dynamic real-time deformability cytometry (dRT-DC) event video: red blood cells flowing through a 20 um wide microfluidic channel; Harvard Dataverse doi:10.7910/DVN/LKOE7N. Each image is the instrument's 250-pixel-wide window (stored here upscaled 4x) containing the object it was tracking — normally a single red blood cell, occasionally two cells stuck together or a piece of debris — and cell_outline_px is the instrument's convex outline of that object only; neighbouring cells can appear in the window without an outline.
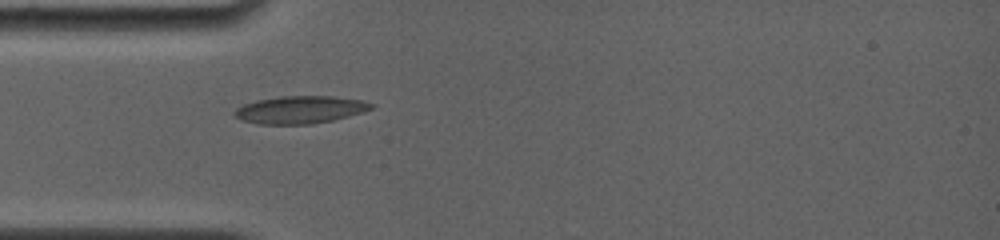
{"species": "common noctule bat (a hibernating species)", "species_latin": "Nyctalus noctula", "temperature_condition": "room temperature", "stored_images_in_passage": 45, "camera_frame_rate_fps": 4000, "um_per_image_px": 0.085, "animal": {"sex": "female", "body_mass_g": 19.0, "forearm_length_mm": 56.7}, "frame": {"image": 1, "passage_image": 1, "time_ms": 0.0, "image_size_px": [1000, 240], "cell_outline_px": [[376, 108], [364, 112], [332, 120], [312, 124], [260, 124], [240, 120], [232, 116], [232, 112], [236, 108], [244, 104], [256, 100], [280, 96], [332, 96], [360, 100], [376, 104]], "centroid_in_image_um": [25.5, 9.32], "position_along_channel_um": 59.5, "area_um2": 22.2}}
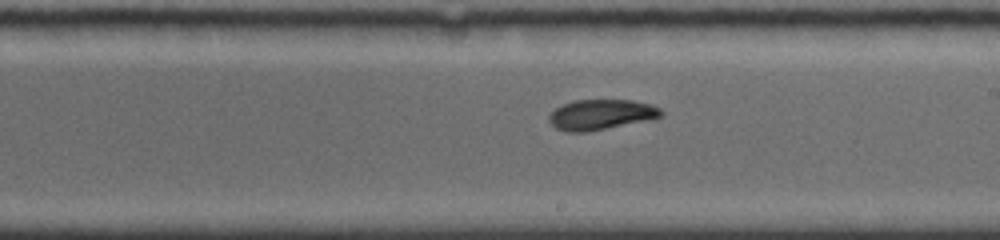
{"frame": {"image": 2, "passage_image": 21, "time_ms": 4.75, "image_size_px": [1000, 240], "cell_outline_px": [[664, 116], [652, 120], [588, 132], [564, 132], [556, 128], [548, 120], [548, 116], [556, 108], [572, 100], [632, 100], [652, 104], [660, 108], [664, 112]], "centroid_in_image_um": [51.14, 9.75], "position_along_channel_um": 237.9, "area_um2": 20.17}}
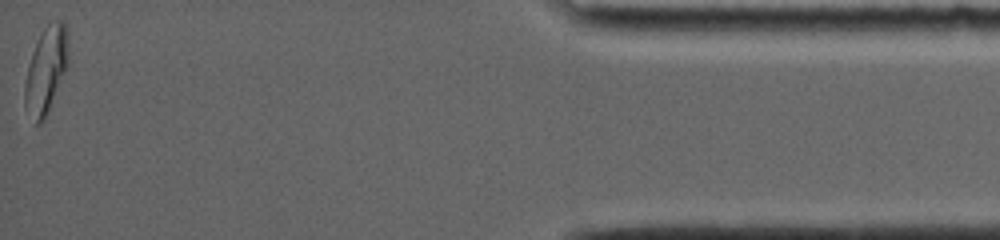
{"frame": {"image": 3, "passage_image": 45, "time_ms": 11.75, "image_size_px": [1000, 240], "cell_outline_px": [[68, 68], [44, 120], [40, 124], [36, 124], [24, 108], [24, 84], [28, 64], [32, 52], [44, 28], [48, 24], [56, 20], [60, 20], [64, 24], [68, 32]], "centroid_in_image_um": [3.92, 5.99], "position_along_channel_um": 431.3, "area_um2": 22.14}, "authors_computed_cell_mechanics": {"area_um2": 20.3456, "velocity_mm_per_s": 3.7782, "shape_relaxation_time_tau1_ms": 7.4882, "shape_relaxation_time_tau2_ms": 5.9305, "deformation_change_tau1": 0.1604, "deformation_change_tau2": 0.0768}}